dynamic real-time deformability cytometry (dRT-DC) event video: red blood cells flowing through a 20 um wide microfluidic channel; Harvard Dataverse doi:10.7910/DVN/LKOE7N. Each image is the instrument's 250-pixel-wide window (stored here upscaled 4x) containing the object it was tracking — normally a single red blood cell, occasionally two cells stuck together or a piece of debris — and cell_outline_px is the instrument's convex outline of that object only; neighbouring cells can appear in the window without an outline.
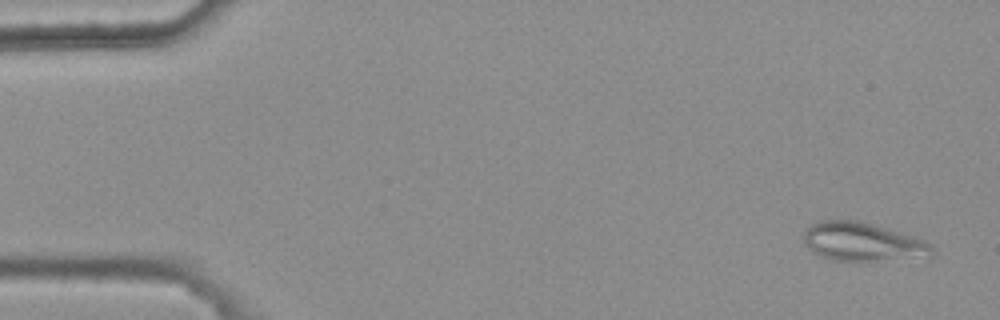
{"species": "common noctule bat (a hibernating species)", "species_latin": "Nyctalus noctula", "temperature_condition": "warm", "stored_images_in_passage": 4, "camera_frame_rate_fps": 3000, "um_per_image_px": 0.085, "animal": {"sex": "female", "body_mass_g": 25.1}, "frame": {"image": 1, "passage_image": 1, "time_ms": 0.0, "image_size_px": [1000, 320], "cell_outline_px": [[936, 252], [932, 256], [868, 260], [832, 260], [820, 256], [812, 252], [804, 244], [804, 232], [812, 224], [820, 220], [860, 220], [924, 240], [932, 244]], "centroid_in_image_um": [73.3, 20.54], "position_along_channel_um": 11.7, "area_um2": 28.55}}